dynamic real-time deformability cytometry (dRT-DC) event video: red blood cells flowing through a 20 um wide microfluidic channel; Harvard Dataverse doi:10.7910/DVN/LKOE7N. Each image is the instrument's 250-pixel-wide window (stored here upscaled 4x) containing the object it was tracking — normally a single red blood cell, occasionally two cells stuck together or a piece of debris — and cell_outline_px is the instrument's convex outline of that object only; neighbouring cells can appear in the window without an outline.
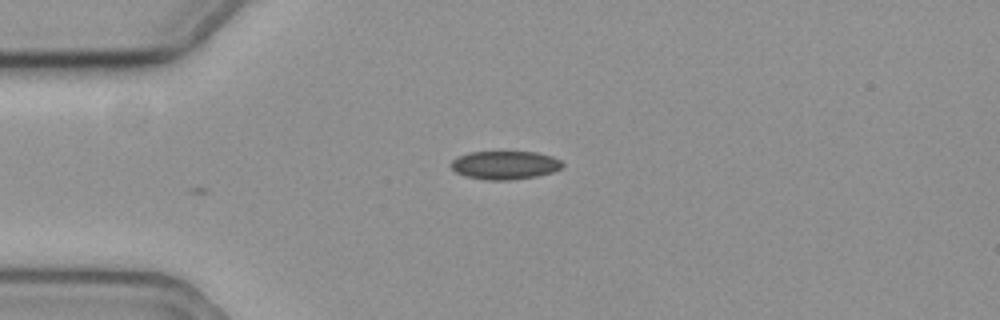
{"species": "common noctule bat (a hibernating species)", "species_latin": "Nyctalus noctula", "temperature_condition": "cold", "stored_images_in_passage": 9, "camera_frame_rate_fps": 3000, "um_per_image_px": 0.085, "animal": {"sex": "female", "body_mass_g": 19.3, "forearm_length_mm": 54.1}, "frame": {"image": 1, "passage_image": 1, "time_ms": 0.0, "image_size_px": [1000, 320], "cell_outline_px": [[564, 164], [560, 168], [552, 172], [536, 176], [508, 180], [488, 180], [464, 176], [456, 172], [452, 168], [452, 160], [456, 156], [468, 152], [536, 152], [552, 156], [560, 160]], "centroid_in_image_um": [42.89, 14.03], "position_along_channel_um": 42.1, "area_um2": 18.38}}
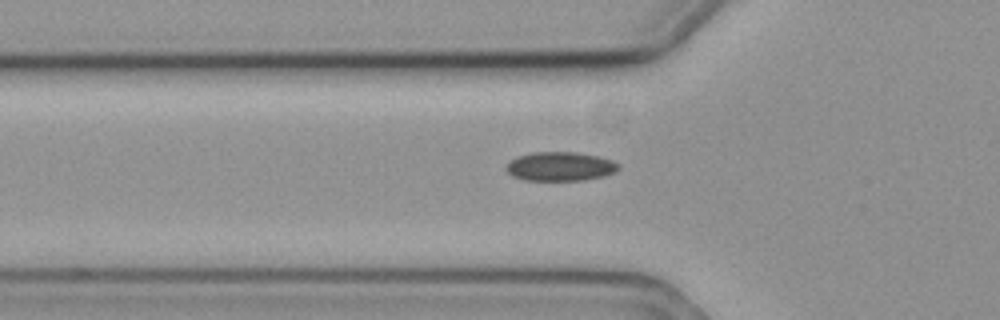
{"frame": {"image": 2, "passage_image": 6, "time_ms": 1.667, "image_size_px": [1000, 320], "cell_outline_px": [[620, 168], [616, 172], [604, 176], [584, 180], [524, 180], [512, 176], [504, 168], [508, 160], [516, 156], [532, 152], [576, 152], [596, 156], [612, 160], [620, 164]], "centroid_in_image_um": [47.59, 14.14], "position_along_channel_um": 78.2, "area_um2": 19.25}}